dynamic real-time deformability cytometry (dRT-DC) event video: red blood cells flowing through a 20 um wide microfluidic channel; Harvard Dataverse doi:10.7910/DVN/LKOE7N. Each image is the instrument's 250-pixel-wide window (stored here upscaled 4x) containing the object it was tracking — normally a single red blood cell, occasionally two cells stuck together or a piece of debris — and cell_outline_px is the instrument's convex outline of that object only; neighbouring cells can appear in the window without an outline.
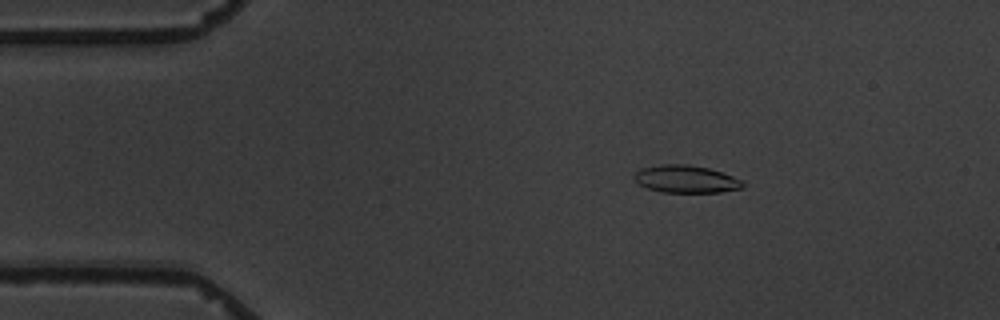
{"species": "common noctule bat (a hibernating species)", "species_latin": "Nyctalus noctula", "temperature_condition": "warm", "stored_images_in_passage": 3, "camera_frame_rate_fps": 3000, "um_per_image_px": 0.085, "animal": {"sex": "male", "body_mass_g": 19.5, "forearm_length_mm": 54.6}, "frame": {"image": 1, "passage_image": 1, "time_ms": 0.0, "image_size_px": [1000, 320], "cell_outline_px": [[744, 184], [740, 188], [720, 192], [660, 192], [648, 188], [632, 180], [632, 176], [640, 168], [660, 164], [688, 164], [708, 168], [744, 180]], "centroid_in_image_um": [58.25, 15.21], "position_along_channel_um": 26.7, "area_um2": 17.46}}